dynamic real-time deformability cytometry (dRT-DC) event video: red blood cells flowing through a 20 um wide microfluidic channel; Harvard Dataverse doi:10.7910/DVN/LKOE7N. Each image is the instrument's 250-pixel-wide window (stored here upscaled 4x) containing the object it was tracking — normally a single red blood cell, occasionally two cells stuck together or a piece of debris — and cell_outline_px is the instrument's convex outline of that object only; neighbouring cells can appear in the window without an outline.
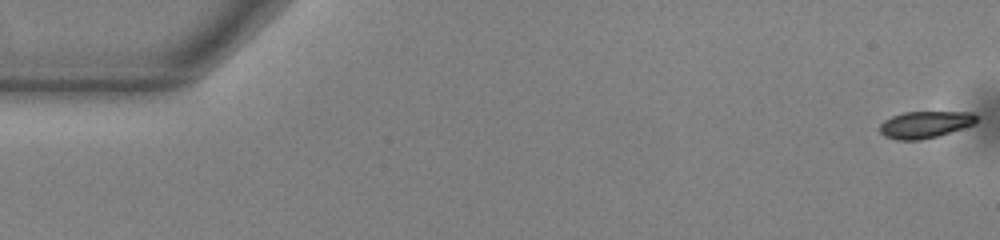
{"species": "common noctule bat (a hibernating species)", "species_latin": "Nyctalus noctula", "temperature_condition": "warm", "stored_images_in_passage": 54, "camera_frame_rate_fps": 3000, "um_per_image_px": 0.085, "animal": {"sex": "male", "body_mass_g": 13.0, "forearm_length_mm": 53.1}, "frame": {"image": 1, "passage_image": 1, "time_ms": 0.0, "image_size_px": [1000, 240], "cell_outline_px": [[976, 120], [972, 124], [936, 136], [920, 140], [896, 140], [884, 136], [880, 132], [880, 124], [884, 120], [892, 116], [904, 112], [972, 112], [976, 116]], "centroid_in_image_um": [78.56, 10.58], "position_along_channel_um": 6.4, "area_um2": 14.85}}
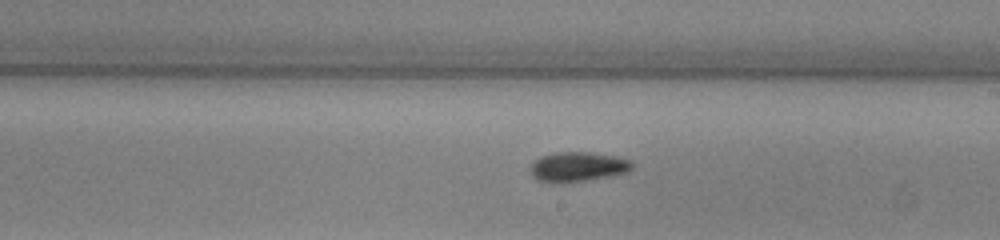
{"frame": {"image": 2, "passage_image": 31, "time_ms": 10.0, "image_size_px": [1000, 240], "cell_outline_px": [[632, 168], [628, 172], [612, 176], [584, 180], [536, 180], [532, 176], [528, 168], [540, 156], [556, 152], [588, 152], [612, 156], [632, 160]], "centroid_in_image_um": [49.13, 14.14], "position_along_channel_um": 239.9, "area_um2": 17.05}}
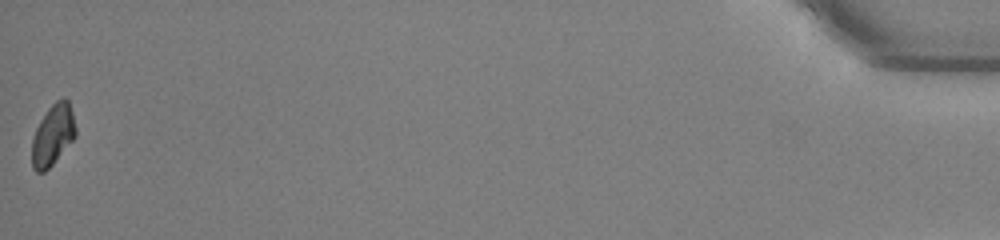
{"frame": {"image": 3, "passage_image": 54, "time_ms": 17.667, "image_size_px": [1000, 240], "cell_outline_px": [[76, 136], [52, 164], [44, 172], [36, 172], [32, 168], [32, 140], [36, 128], [40, 120], [48, 108], [56, 100], [64, 96], [68, 100], [72, 112], [76, 128]], "centroid_in_image_um": [4.49, 11.45], "position_along_channel_um": 430.7, "area_um2": 15.49}, "authors_computed_cell_mechanics": {"area_um2": 16.3574, "velocity_mm_per_s": 3.8397, "shape_relaxation_time_tau1_ms": 3.2679, "shape_relaxation_time_tau2_ms": null, "deformation_change_tau1": 0.1097, "deformation_change_tau2": null}}